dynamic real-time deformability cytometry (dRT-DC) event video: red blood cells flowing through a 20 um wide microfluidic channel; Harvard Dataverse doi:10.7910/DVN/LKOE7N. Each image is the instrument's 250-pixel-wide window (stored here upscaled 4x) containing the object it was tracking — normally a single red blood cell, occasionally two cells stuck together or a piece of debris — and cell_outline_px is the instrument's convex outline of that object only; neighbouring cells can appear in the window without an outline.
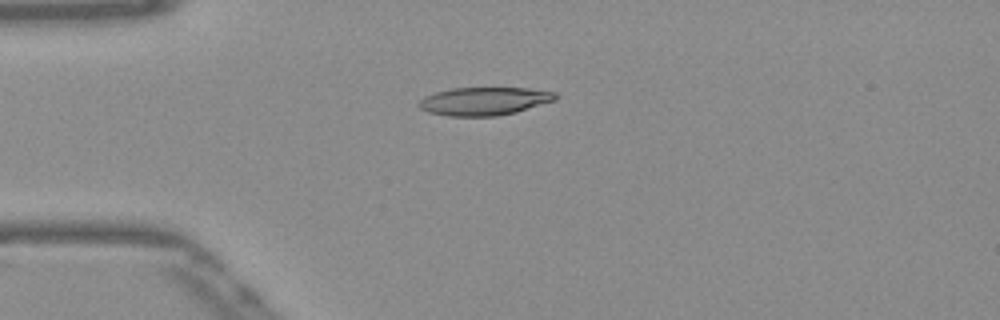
{"species": "Egyptian fruit bat (a non-hibernating species)", "species_latin": "Rousettus aegyptiacus", "temperature_condition": "warm", "stored_images_in_passage": 42, "camera_frame_rate_fps": 3000, "um_per_image_px": 0.085, "frame": {"image": 1, "passage_image": 3, "time_ms": 0.667, "image_size_px": [1000, 320], "cell_outline_px": [[560, 96], [556, 100], [516, 112], [496, 116], [448, 116], [428, 112], [420, 108], [416, 104], [424, 96], [436, 92], [452, 88], [528, 88], [556, 92]], "centroid_in_image_um": [41.17, 8.6], "position_along_channel_um": 43.8, "area_um2": 22.48}}
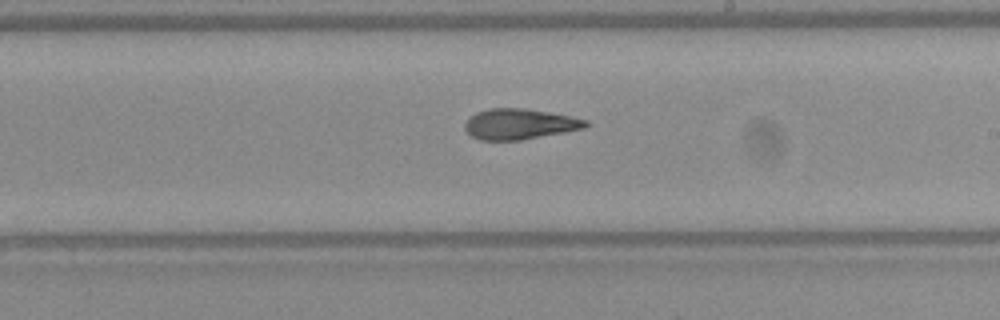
{"frame": {"image": 2, "passage_image": 20, "time_ms": 6.333, "image_size_px": [1000, 320], "cell_outline_px": [[588, 124], [584, 128], [564, 132], [520, 140], [480, 140], [472, 136], [464, 128], [464, 124], [468, 116], [476, 112], [488, 108], [524, 108], [572, 116], [588, 120]], "centroid_in_image_um": [44.13, 10.53], "position_along_channel_um": 244.9, "area_um2": 21.56}}
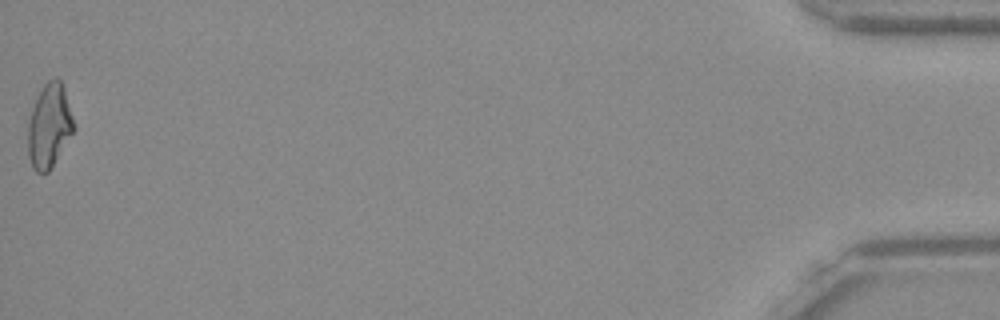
{"frame": {"image": 3, "passage_image": 42, "time_ms": 13.667, "image_size_px": [1000, 320], "cell_outline_px": [[76, 128], [48, 172], [36, 172], [32, 168], [28, 156], [28, 124], [32, 108], [44, 84], [48, 80], [60, 80], [64, 88]], "centroid_in_image_um": [4.18, 10.73], "position_along_channel_um": 431.0, "area_um2": 22.08}, "authors_computed_cell_mechanics": {"area_um2": 21.7906, "velocity_mm_per_s": 3.89, "shape_relaxation_time_tau1_ms": null, "shape_relaxation_time_tau2_ms": 3.205, "deformation_change_tau1": null, "deformation_change_tau2": 0.1292}}